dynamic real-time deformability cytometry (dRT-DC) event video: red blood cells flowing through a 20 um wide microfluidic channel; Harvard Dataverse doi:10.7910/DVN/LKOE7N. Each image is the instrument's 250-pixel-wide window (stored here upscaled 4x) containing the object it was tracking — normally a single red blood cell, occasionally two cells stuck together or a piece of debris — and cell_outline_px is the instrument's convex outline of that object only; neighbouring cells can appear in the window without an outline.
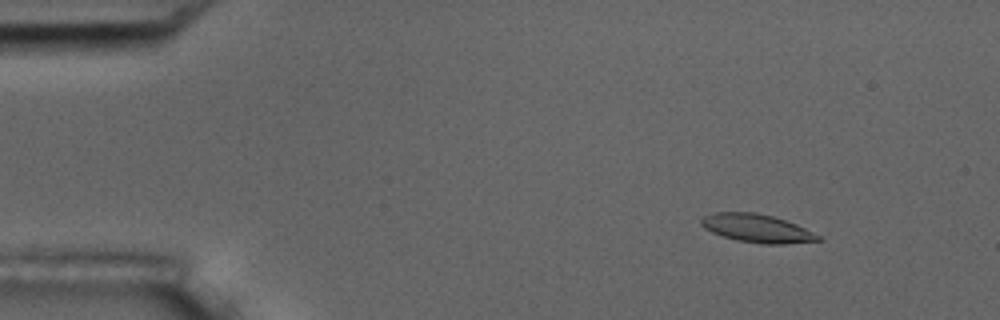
{"species": "common noctule bat (a hibernating species)", "species_latin": "Nyctalus noctula", "temperature_condition": "room temperature", "stored_images_in_passage": 6, "camera_frame_rate_fps": 3000, "um_per_image_px": 0.085, "animal": {"sex": "male", "body_mass_g": 17.5, "forearm_length_mm": 52.3}, "frame": {"image": 1, "passage_image": 3, "time_ms": 0.667, "image_size_px": [1000, 320], "cell_outline_px": [[824, 240], [784, 244], [760, 244], [736, 240], [712, 232], [704, 228], [700, 224], [700, 220], [704, 216], [716, 212], [756, 212], [772, 216], [796, 224], [820, 236]], "centroid_in_image_um": [64.33, 19.41], "position_along_channel_um": 20.7, "area_um2": 19.19}}
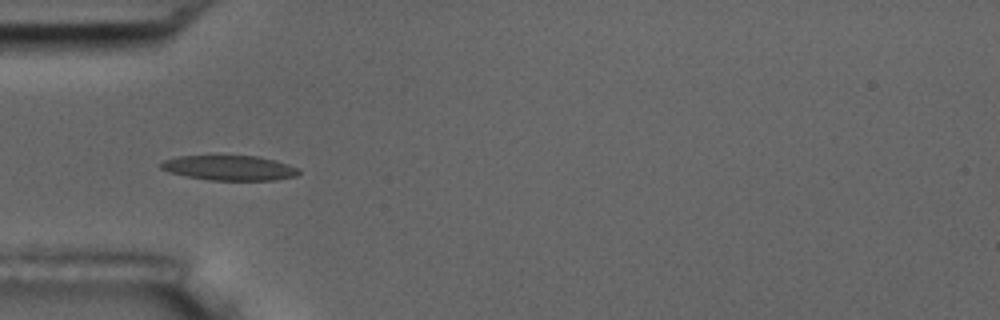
{"frame": {"image": 2, "passage_image": 6, "time_ms": 1.667, "image_size_px": [1000, 320], "cell_outline_px": [[300, 172], [296, 176], [276, 180], [208, 180], [168, 172], [160, 168], [160, 164], [164, 160], [180, 156], [256, 156], [288, 164], [300, 168]], "centroid_in_image_um": [19.52, 14.28], "position_along_channel_um": 65.5, "area_um2": 19.88}}